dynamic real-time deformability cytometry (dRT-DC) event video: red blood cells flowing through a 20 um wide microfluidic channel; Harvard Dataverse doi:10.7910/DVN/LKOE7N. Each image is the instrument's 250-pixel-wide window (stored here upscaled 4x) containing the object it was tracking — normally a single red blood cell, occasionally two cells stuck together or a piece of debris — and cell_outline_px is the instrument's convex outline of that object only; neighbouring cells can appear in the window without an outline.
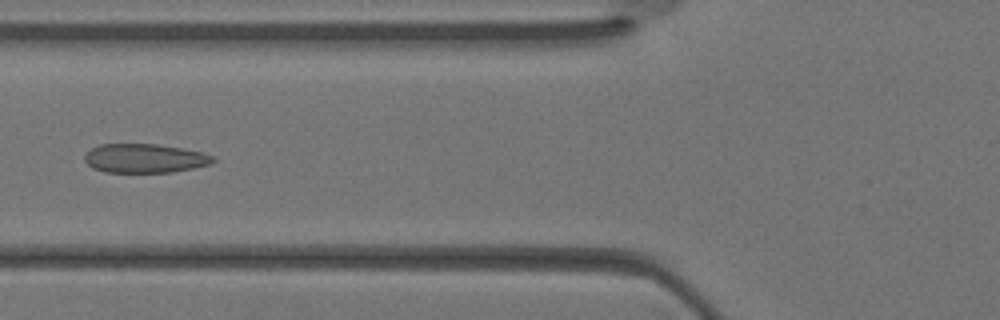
{"species": "Egyptian fruit bat (a non-hibernating species)", "species_latin": "Rousettus aegyptiacus", "temperature_condition": "warm", "stored_images_in_passage": 31, "camera_frame_rate_fps": 3000, "um_per_image_px": 0.085, "animal": {"sex": "female"}, "frame": {"image": 1, "passage_image": 9, "time_ms": 2.667, "image_size_px": [1000, 320], "cell_outline_px": [[216, 160], [212, 164], [172, 172], [104, 172], [92, 168], [84, 160], [84, 156], [92, 148], [100, 144], [156, 144], [180, 148], [200, 152], [212, 156]], "centroid_in_image_um": [12.28, 13.46], "position_along_channel_um": 113.5, "area_um2": 21.56}}
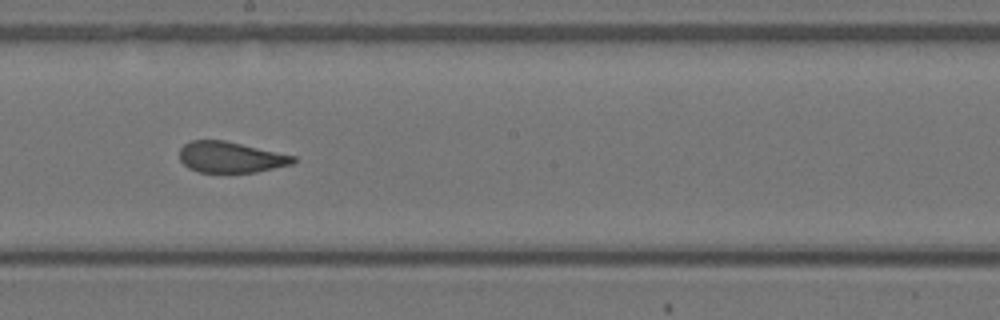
{"frame": {"image": 2, "passage_image": 15, "time_ms": 4.667, "image_size_px": [1000, 320], "cell_outline_px": [[296, 160], [292, 164], [256, 172], [200, 172], [188, 168], [180, 160], [180, 148], [184, 144], [192, 140], [224, 140], [296, 156]], "centroid_in_image_um": [19.59, 13.36], "position_along_channel_um": 228.6, "area_um2": 20.4}}
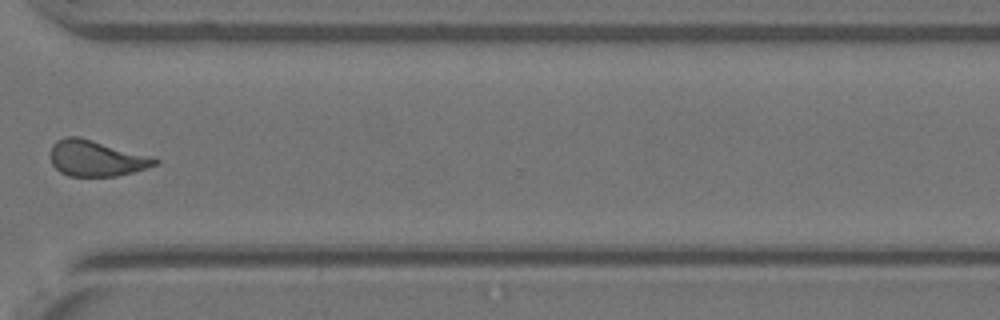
{"frame": {"image": 3, "passage_image": 22, "time_ms": 7.0, "image_size_px": [1000, 320], "cell_outline_px": [[160, 164], [132, 172], [116, 176], [68, 176], [60, 172], [52, 164], [52, 144], [56, 140], [64, 136], [80, 136], [156, 156], [160, 160]], "centroid_in_image_um": [8.25, 13.43], "position_along_channel_um": 362.3, "area_um2": 22.37}}